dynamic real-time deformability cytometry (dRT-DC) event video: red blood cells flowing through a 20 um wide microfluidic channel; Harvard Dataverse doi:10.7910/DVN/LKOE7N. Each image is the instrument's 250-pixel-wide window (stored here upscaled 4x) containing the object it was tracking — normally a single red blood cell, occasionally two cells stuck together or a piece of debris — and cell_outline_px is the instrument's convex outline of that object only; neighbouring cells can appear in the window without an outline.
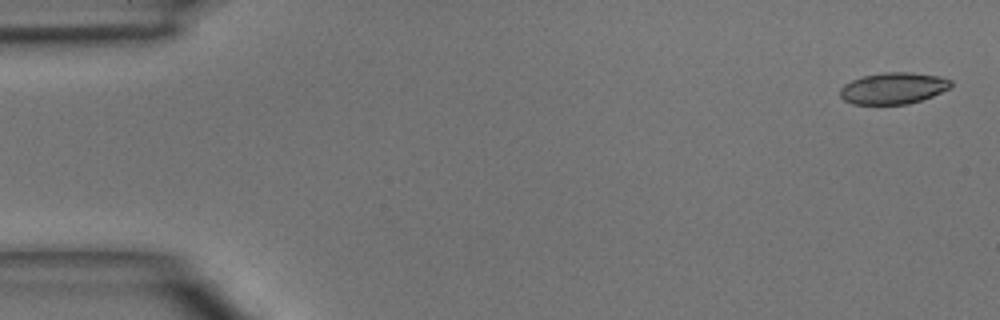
{"species": "common noctule bat (a hibernating species)", "species_latin": "Nyctalus noctula", "temperature_condition": "room temperature", "stored_images_in_passage": 5, "camera_frame_rate_fps": 3000, "um_per_image_px": 0.085, "animal": {"sex": "male", "body_mass_g": 15.6}, "frame": {"image": 1, "passage_image": 1, "time_ms": 0.0, "image_size_px": [1000, 320], "cell_outline_px": [[952, 88], [932, 96], [908, 104], [852, 104], [844, 100], [840, 96], [840, 88], [844, 84], [852, 80], [864, 76], [884, 72], [912, 72], [940, 76], [952, 80]], "centroid_in_image_um": [75.96, 7.49], "position_along_channel_um": 9.0, "area_um2": 20.46}}
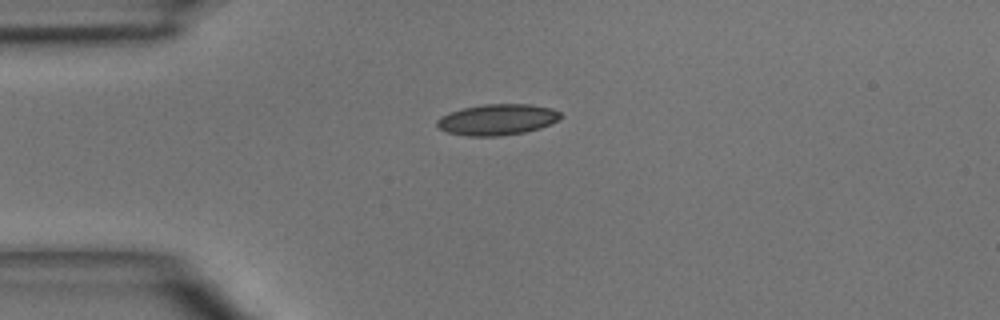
{"frame": {"image": 2, "passage_image": 4, "time_ms": 3.333, "image_size_px": [1000, 320], "cell_outline_px": [[564, 116], [560, 120], [552, 124], [540, 128], [524, 132], [500, 136], [468, 136], [448, 132], [440, 128], [436, 124], [436, 120], [440, 116], [464, 108], [484, 104], [528, 104], [552, 108], [560, 112]], "centroid_in_image_um": [42.33, 10.16], "position_along_channel_um": 42.7, "area_um2": 22.37}}